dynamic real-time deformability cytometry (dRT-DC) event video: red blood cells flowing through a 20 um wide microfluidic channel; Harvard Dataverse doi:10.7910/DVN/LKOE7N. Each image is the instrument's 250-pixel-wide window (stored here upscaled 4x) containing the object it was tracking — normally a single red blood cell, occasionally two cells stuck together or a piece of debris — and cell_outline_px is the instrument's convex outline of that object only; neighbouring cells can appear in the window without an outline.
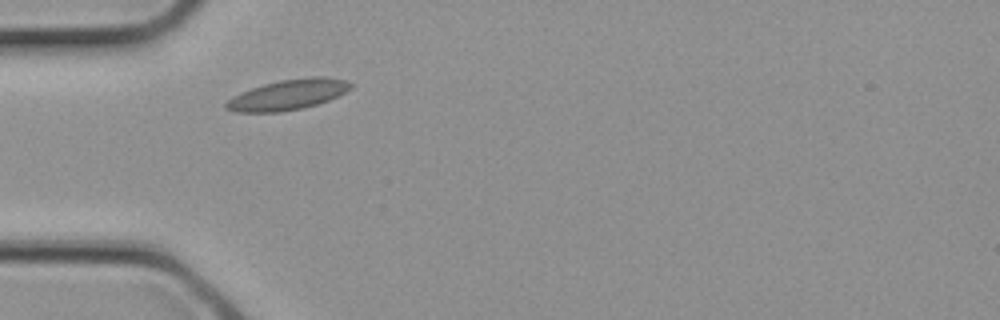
{"species": "common noctule bat (a hibernating species)", "species_latin": "Nyctalus noctula", "temperature_condition": "cold", "stored_images_in_passage": 1, "camera_frame_rate_fps": 3000, "um_per_image_px": 0.085, "animal": {"sex": "female", "body_mass_g": 21.9}, "frame": {"image": 1, "passage_image": 1, "time_ms": 0.0, "image_size_px": [1000, 320], "cell_outline_px": [[352, 88], [328, 100], [304, 108], [280, 112], [232, 112], [224, 108], [224, 104], [232, 96], [240, 92], [264, 84], [280, 80], [312, 76], [324, 76], [348, 80], [352, 84]], "centroid_in_image_um": [24.45, 8.05], "position_along_channel_um": 60.5, "area_um2": 22.14}}